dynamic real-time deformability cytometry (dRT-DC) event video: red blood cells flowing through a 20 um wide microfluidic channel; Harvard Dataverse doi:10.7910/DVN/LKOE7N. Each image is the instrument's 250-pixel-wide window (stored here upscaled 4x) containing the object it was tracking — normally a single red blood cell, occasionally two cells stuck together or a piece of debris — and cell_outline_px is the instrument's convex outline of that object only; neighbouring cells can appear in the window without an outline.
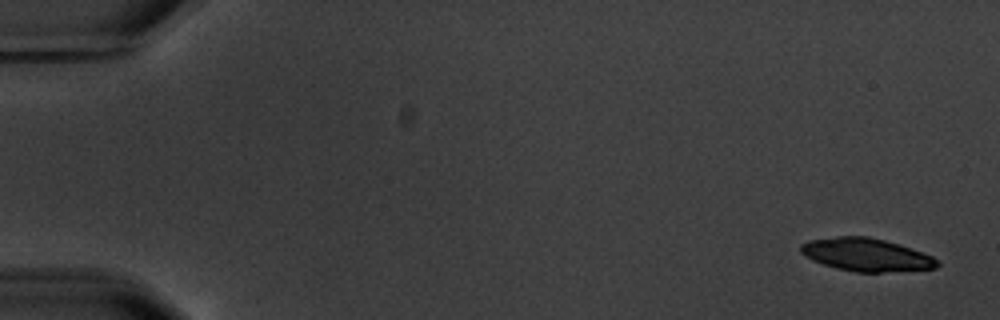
{"species": "common noctule bat (a hibernating species)", "species_latin": "Nyctalus noctula", "temperature_condition": "warm", "stored_images_in_passage": 11, "camera_frame_rate_fps": 3000, "um_per_image_px": 0.085, "animal": {"sex": "male", "body_mass_g": 20.1, "forearm_length_mm": 53.5}, "frame": {"image": 1, "passage_image": 1, "time_ms": 0.0, "image_size_px": [1000, 320], "cell_outline_px": [[940, 264], [936, 268], [880, 272], [856, 272], [836, 268], [812, 260], [804, 256], [800, 252], [800, 244], [808, 240], [836, 236], [868, 236], [884, 240], [912, 248], [932, 256]], "centroid_in_image_um": [73.59, 21.64], "position_along_channel_um": 11.4, "area_um2": 26.13}}
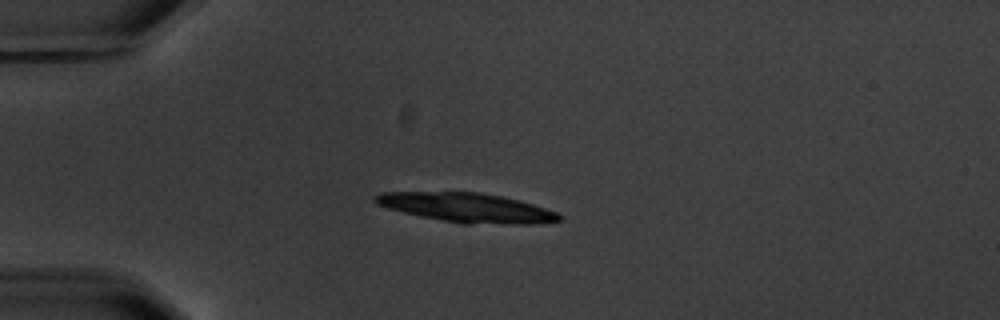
{"frame": {"image": 2, "passage_image": 4, "time_ms": 4.333, "image_size_px": [1000, 320], "cell_outline_px": [[564, 220], [532, 224], [460, 224], [420, 216], [388, 208], [376, 204], [372, 200], [372, 196], [380, 192], [480, 192], [500, 196], [532, 204], [556, 212], [564, 216]], "centroid_in_image_um": [39.66, 17.66], "position_along_channel_um": 45.3, "area_um2": 31.5}}